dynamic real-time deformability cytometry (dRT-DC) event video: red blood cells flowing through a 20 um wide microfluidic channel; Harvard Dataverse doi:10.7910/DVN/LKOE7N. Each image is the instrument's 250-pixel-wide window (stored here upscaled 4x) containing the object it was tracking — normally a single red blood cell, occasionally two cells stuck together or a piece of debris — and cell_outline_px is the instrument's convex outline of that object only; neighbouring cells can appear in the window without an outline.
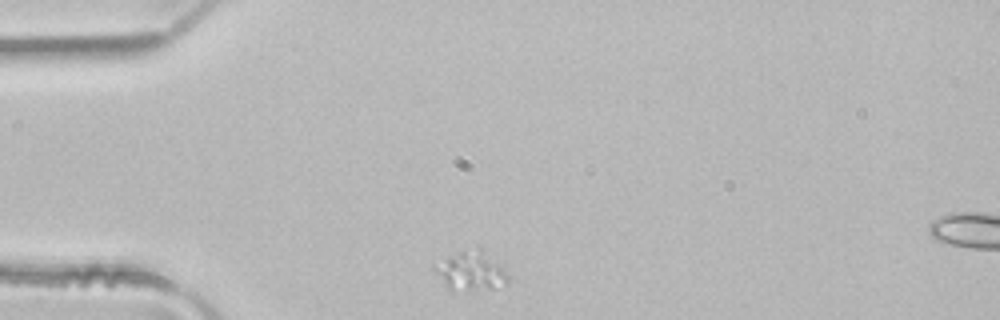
{"species": "common noctule bat (a hibernating species)", "species_latin": "Nyctalus noctula", "temperature_condition": "room temperature", "stored_images_in_passage": 5, "segment_of_instrument_passage": [2, 3], "camera_frame_rate_fps": 3000, "um_per_image_px": 0.085, "animal": {"sex": "male", "body_mass_g": 21.5, "forearm_length_mm": 52.0}, "frame": {"image": 1, "passage_image": 4, "time_ms": 1.0, "image_size_px": [1000, 320], "cell_outline_px": [[508, 284], [492, 288], [452, 292], [448, 288], [432, 268], [432, 264], [464, 248], [476, 244], [480, 244], [504, 268], [508, 276]], "centroid_in_image_um": [40.02, 22.96], "position_along_channel_um": 45.0, "area_um2": 17.57}}